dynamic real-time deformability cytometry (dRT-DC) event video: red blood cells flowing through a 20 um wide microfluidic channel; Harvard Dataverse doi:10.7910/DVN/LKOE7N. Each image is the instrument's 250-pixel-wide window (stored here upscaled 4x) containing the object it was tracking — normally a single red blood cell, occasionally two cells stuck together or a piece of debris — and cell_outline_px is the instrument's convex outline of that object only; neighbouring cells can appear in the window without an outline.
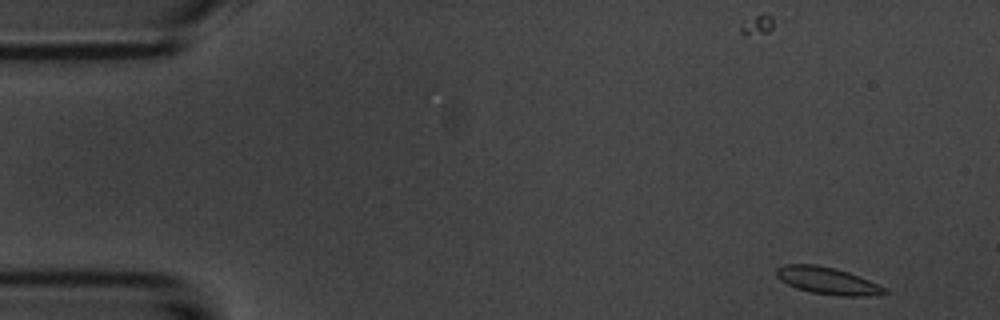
{"species": "common noctule bat (a hibernating species)", "species_latin": "Nyctalus noctula", "temperature_condition": "room temperature", "stored_images_in_passage": 5, "camera_frame_rate_fps": 3000, "um_per_image_px": 0.085, "animal": {"sex": "male", "body_mass_g": 20.1, "forearm_length_mm": 53.5}, "frame": {"image": 1, "passage_image": 1, "time_ms": 0.0, "image_size_px": [1000, 320], "cell_outline_px": [[888, 292], [868, 296], [836, 296], [812, 292], [796, 288], [780, 280], [776, 276], [776, 268], [784, 264], [816, 264], [836, 268], [860, 276], [888, 288]], "centroid_in_image_um": [70.34, 23.85], "position_along_channel_um": 14.7, "area_um2": 17.22}}
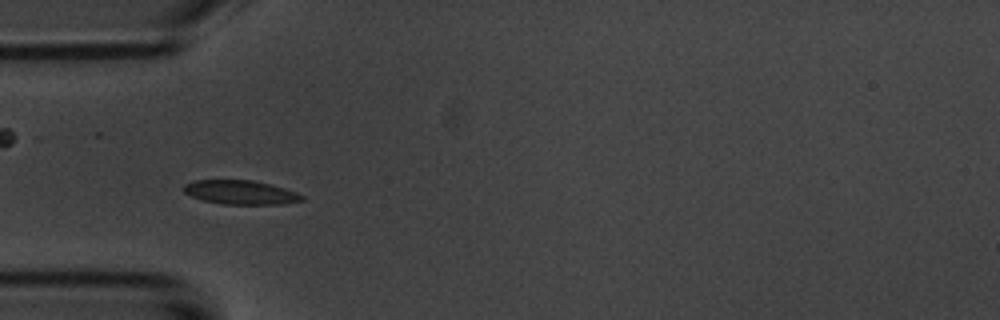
{"frame": {"image": 2, "passage_image": 4, "time_ms": 4.333, "image_size_px": [1000, 320], "cell_outline_px": [[304, 200], [284, 204], [220, 204], [204, 200], [192, 196], [184, 192], [184, 184], [196, 180], [252, 180], [272, 184], [296, 192], [304, 196]], "centroid_in_image_um": [20.48, 16.35], "position_along_channel_um": 64.5, "area_um2": 16.53}}